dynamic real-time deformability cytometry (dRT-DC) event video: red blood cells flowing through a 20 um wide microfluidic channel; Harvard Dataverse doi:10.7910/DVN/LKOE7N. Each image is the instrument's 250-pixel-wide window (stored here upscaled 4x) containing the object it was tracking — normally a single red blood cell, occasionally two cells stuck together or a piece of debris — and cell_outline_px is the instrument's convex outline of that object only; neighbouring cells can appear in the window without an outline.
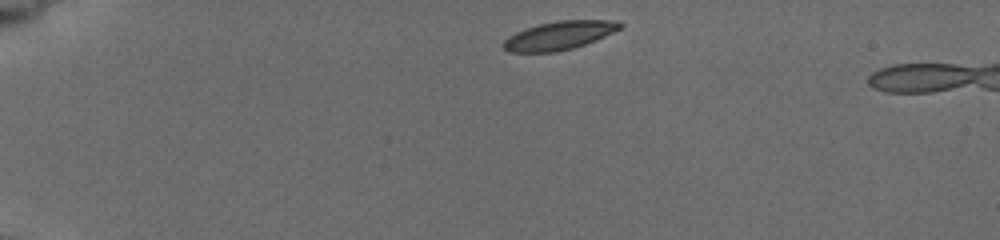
{"species": "common noctule bat (a hibernating species)", "species_latin": "Nyctalus noctula", "temperature_condition": "cold", "stored_images_in_passage": 3, "camera_frame_rate_fps": 3000, "um_per_image_px": 0.085, "animal": {"sex": "female", "body_mass_g": 19.5, "forearm_length_mm": 54.1}, "frame": {"image": 1, "passage_image": 1, "time_ms": 0.0, "image_size_px": [1000, 240], "cell_outline_px": [[624, 28], [596, 40], [572, 48], [556, 52], [508, 52], [500, 44], [508, 36], [524, 28], [556, 20], [620, 20], [624, 24]], "centroid_in_image_um": [47.57, 3.0], "position_along_channel_um": 37.4, "area_um2": 19.65}}